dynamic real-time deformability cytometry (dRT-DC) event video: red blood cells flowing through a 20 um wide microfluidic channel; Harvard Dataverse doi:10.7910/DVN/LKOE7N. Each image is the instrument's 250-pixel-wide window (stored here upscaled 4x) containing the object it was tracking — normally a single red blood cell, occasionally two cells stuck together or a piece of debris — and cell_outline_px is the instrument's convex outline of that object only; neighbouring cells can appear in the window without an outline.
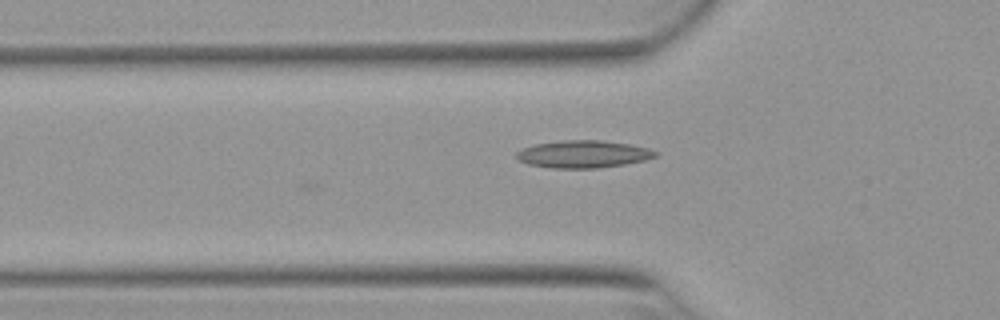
{"species": "Egyptian fruit bat (a non-hibernating species)", "species_latin": "Rousettus aegyptiacus", "temperature_condition": "warm", "stored_images_in_passage": 29, "camera_frame_rate_fps": 3000, "um_per_image_px": 0.085, "animal": {"sex": "female"}, "frame": {"image": 1, "passage_image": 3, "time_ms": 0.667, "image_size_px": [1000, 320], "cell_outline_px": [[660, 152], [656, 156], [644, 160], [624, 164], [596, 168], [552, 168], [528, 164], [520, 160], [516, 156], [516, 152], [532, 144], [560, 140], [604, 140], [628, 144], [648, 148]], "centroid_in_image_um": [49.57, 13.09], "position_along_channel_um": 76.2, "area_um2": 22.2}}
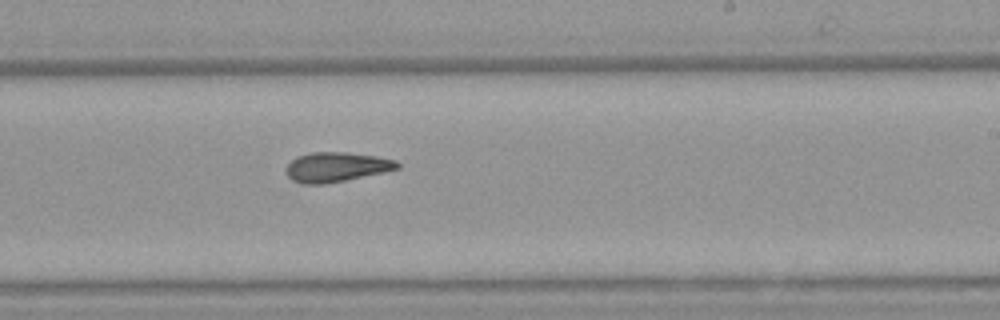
{"frame": {"image": 2, "passage_image": 17, "time_ms": 5.333, "image_size_px": [1000, 320], "cell_outline_px": [[400, 168], [384, 172], [324, 184], [304, 184], [292, 180], [284, 172], [284, 168], [296, 156], [312, 152], [348, 152], [376, 156], [396, 160], [400, 164]], "centroid_in_image_um": [28.56, 14.19], "position_along_channel_um": 260.4, "area_um2": 19.31}}
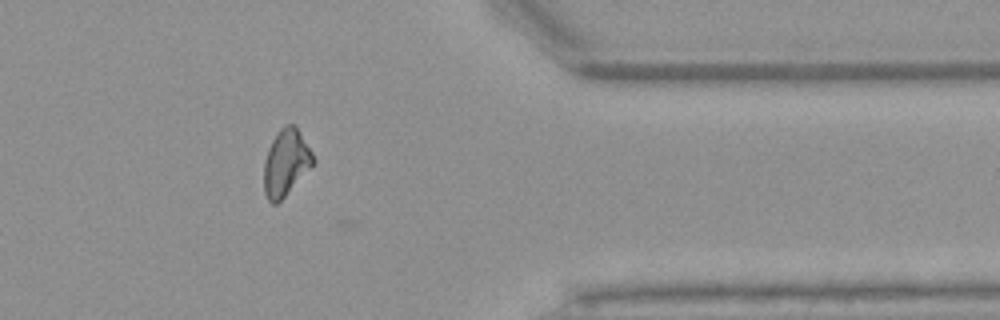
{"frame": {"image": 3, "passage_image": 28, "time_ms": 9.0, "image_size_px": [1000, 320], "cell_outline_px": [[316, 160], [284, 196], [276, 204], [272, 204], [268, 200], [264, 192], [264, 164], [268, 148], [272, 140], [280, 128], [284, 124], [296, 124], [312, 152]], "centroid_in_image_um": [24.29, 13.78], "position_along_channel_um": 387.1, "area_um2": 18.84}, "authors_computed_cell_mechanics": {"area_um2": 19.1318, "velocity_mm_per_s": 3.9431, "shape_relaxation_time_tau1_ms": null, "shape_relaxation_time_tau2_ms": 4.8684, "deformation_change_tau1": null, "deformation_change_tau2": 0.1314}}